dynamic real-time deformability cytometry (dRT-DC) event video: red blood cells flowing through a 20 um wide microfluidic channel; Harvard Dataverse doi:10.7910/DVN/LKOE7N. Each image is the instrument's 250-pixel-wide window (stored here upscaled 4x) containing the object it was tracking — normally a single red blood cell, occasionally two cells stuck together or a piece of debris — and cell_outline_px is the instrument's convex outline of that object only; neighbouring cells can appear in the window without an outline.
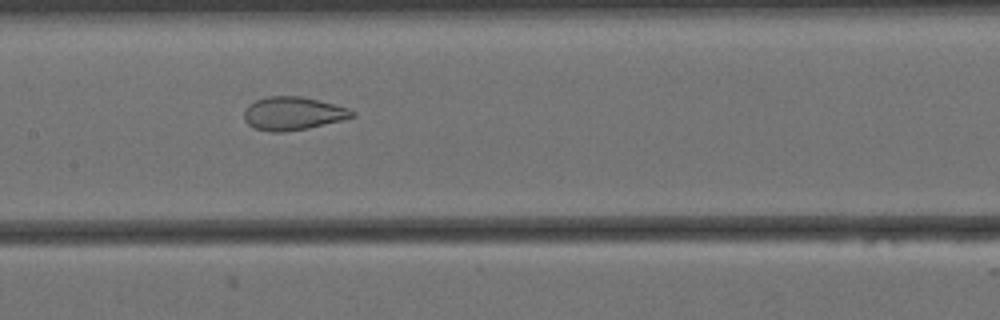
{"species": "Egyptian fruit bat (a non-hibernating species)", "species_latin": "Rousettus aegyptiacus", "temperature_condition": "cold", "stored_images_in_passage": 52, "camera_frame_rate_fps": 3000, "um_per_image_px": 0.085, "animal": {"sex": "female"}, "frame": {"image": 1, "passage_image": 21, "time_ms": 6.667, "image_size_px": [1000, 320], "cell_outline_px": [[356, 116], [344, 120], [308, 128], [284, 132], [272, 132], [252, 128], [244, 120], [244, 108], [248, 104], [256, 100], [268, 96], [300, 96], [320, 100], [348, 108], [356, 112]], "centroid_in_image_um": [24.9, 9.65], "position_along_channel_um": 182.5, "area_um2": 21.21}}
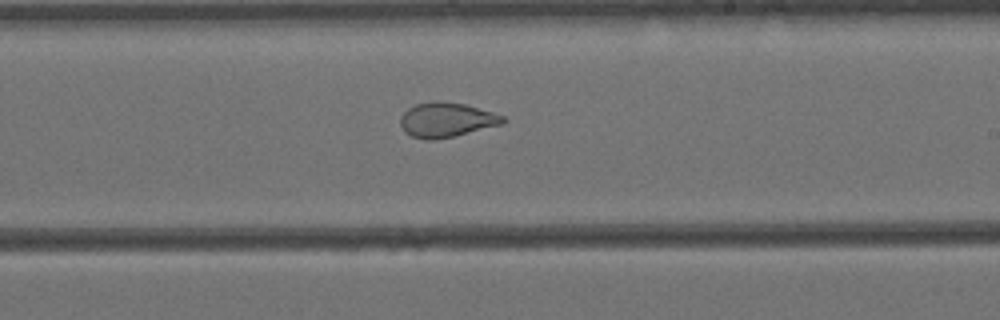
{"frame": {"image": 2, "passage_image": 27, "time_ms": 8.667, "image_size_px": [1000, 320], "cell_outline_px": [[508, 120], [504, 124], [452, 136], [432, 140], [428, 140], [412, 136], [404, 132], [400, 124], [400, 116], [408, 108], [416, 104], [464, 104], [492, 112], [504, 116]], "centroid_in_image_um": [37.97, 10.23], "position_along_channel_um": 251.0, "area_um2": 19.94}}
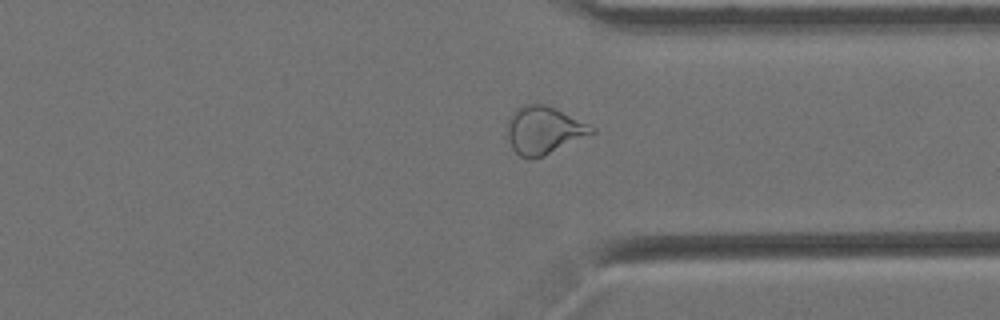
{"frame": {"image": 3, "passage_image": 37, "time_ms": 12.0, "image_size_px": [1000, 320], "cell_outline_px": [[596, 132], [544, 156], [528, 160], [520, 156], [512, 148], [508, 140], [508, 116], [524, 104], [544, 104], [588, 124], [596, 128]], "centroid_in_image_um": [46.2, 11.09], "position_along_channel_um": 365.2, "area_um2": 23.18}, "authors_computed_cell_mechanics": {"area_um2": 24.8829, "velocity_mm_per_s": 3.4531, "shape_relaxation_time_tau1_ms": null, "shape_relaxation_time_tau2_ms": 1.0379, "deformation_change_tau1": null, "deformation_change_tau2": 0.0777}}